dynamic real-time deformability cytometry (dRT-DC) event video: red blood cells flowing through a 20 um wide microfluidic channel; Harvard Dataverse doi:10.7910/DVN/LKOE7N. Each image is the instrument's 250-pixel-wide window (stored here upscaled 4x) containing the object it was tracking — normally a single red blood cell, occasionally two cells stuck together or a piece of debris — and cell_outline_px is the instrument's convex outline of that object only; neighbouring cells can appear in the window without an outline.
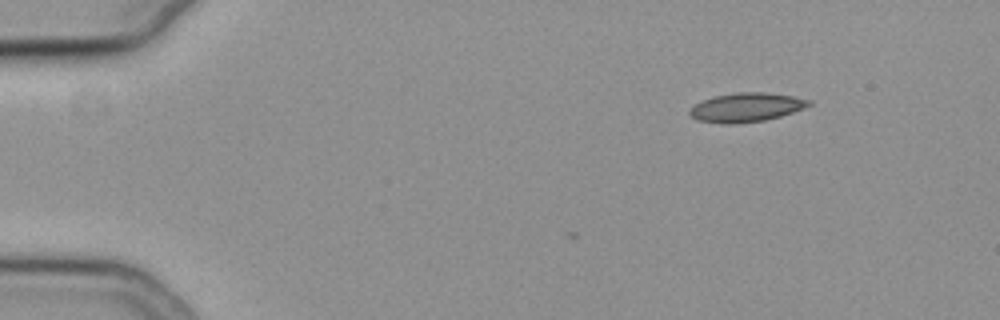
{"species": "common noctule bat (a hibernating species)", "species_latin": "Nyctalus noctula", "temperature_condition": "cold", "stored_images_in_passage": 3, "camera_frame_rate_fps": 3000, "um_per_image_px": 0.085, "animal": {"sex": "female", "body_mass_g": 19.3, "forearm_length_mm": 54.1}, "frame": {"image": 1, "passage_image": 1, "time_ms": 0.0, "image_size_px": [1000, 320], "cell_outline_px": [[812, 104], [804, 108], [780, 116], [764, 120], [736, 124], [720, 124], [696, 120], [688, 112], [696, 104], [704, 100], [716, 96], [736, 92], [764, 92], [792, 96], [812, 100]], "centroid_in_image_um": [63.44, 9.13], "position_along_channel_um": 21.6, "area_um2": 20.06}}